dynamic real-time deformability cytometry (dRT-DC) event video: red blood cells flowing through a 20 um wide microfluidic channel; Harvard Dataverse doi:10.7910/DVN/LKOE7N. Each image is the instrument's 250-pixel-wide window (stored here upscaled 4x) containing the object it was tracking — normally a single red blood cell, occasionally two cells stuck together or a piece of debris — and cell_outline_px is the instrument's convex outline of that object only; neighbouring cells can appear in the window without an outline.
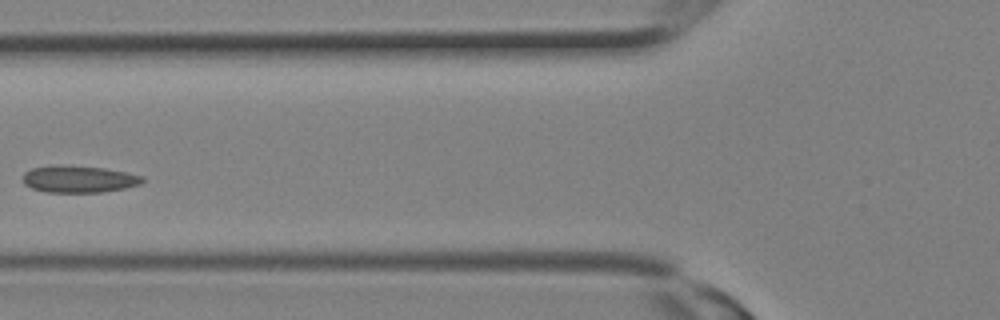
{"species": "Egyptian fruit bat (a non-hibernating species)", "species_latin": "Rousettus aegyptiacus", "temperature_condition": "room temperature", "stored_images_in_passage": 15, "camera_frame_rate_fps": 3000, "um_per_image_px": 0.085, "animal": {"sex": "female"}, "frame": {"image": 1, "passage_image": 9, "time_ms": 2.667, "image_size_px": [1000, 320], "cell_outline_px": [[144, 180], [140, 184], [124, 188], [100, 192], [48, 192], [32, 188], [24, 184], [24, 172], [32, 168], [104, 168], [128, 172], [144, 176]], "centroid_in_image_um": [6.79, 15.27], "position_along_channel_um": 119.0, "area_um2": 17.74}}
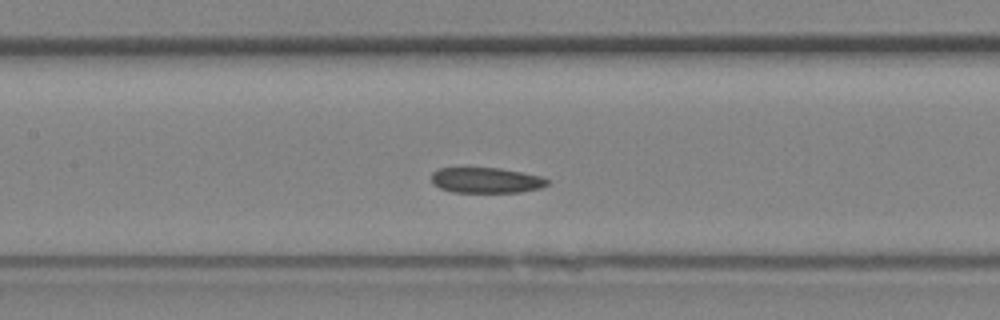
{"frame": {"image": 2, "passage_image": 11, "time_ms": 3.333, "image_size_px": [1000, 320], "cell_outline_px": [[548, 184], [540, 188], [520, 192], [452, 192], [440, 188], [432, 184], [432, 172], [436, 168], [500, 168], [524, 172], [540, 176], [548, 180]], "centroid_in_image_um": [41.3, 15.32], "position_along_channel_um": 166.1, "area_um2": 17.28}}
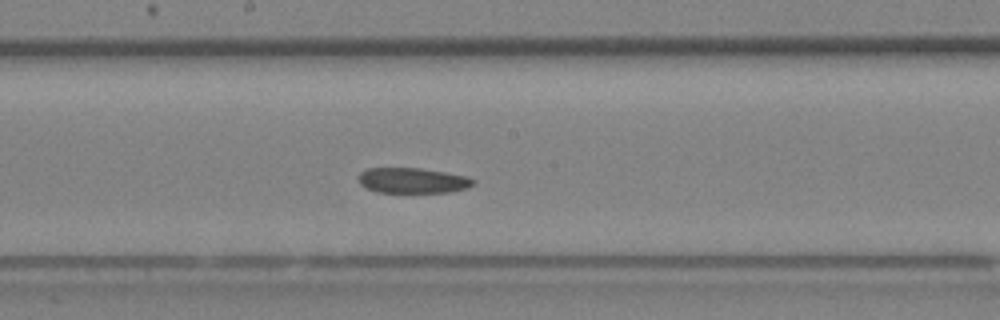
{"frame": {"image": 3, "passage_image": 13, "time_ms": 4.0, "image_size_px": [1000, 320], "cell_outline_px": [[476, 184], [468, 188], [452, 192], [376, 192], [360, 184], [360, 172], [368, 168], [420, 168], [468, 176], [476, 180]], "centroid_in_image_um": [35.14, 15.34], "position_along_channel_um": 213.1, "area_um2": 16.99}}